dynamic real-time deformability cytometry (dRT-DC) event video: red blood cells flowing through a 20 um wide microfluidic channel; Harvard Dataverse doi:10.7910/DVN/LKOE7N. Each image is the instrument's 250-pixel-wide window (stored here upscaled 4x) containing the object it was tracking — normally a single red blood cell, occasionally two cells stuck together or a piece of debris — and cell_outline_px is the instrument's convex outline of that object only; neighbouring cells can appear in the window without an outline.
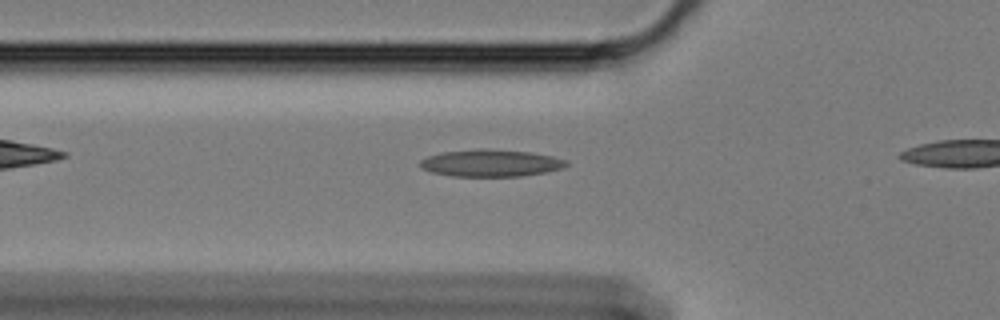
{"species": "Egyptian fruit bat (a non-hibernating species)", "species_latin": "Rousettus aegyptiacus", "temperature_condition": "cold", "stored_images_in_passage": 31, "camera_frame_rate_fps": 3000, "um_per_image_px": 0.085, "animal": {"sex": "female"}, "frame": {"image": 1, "passage_image": 3, "time_ms": 0.667, "image_size_px": [1000, 320], "cell_outline_px": [[568, 164], [564, 168], [544, 172], [520, 176], [452, 176], [432, 172], [420, 168], [420, 160], [428, 156], [440, 152], [480, 148], [488, 148], [532, 152], [552, 156], [568, 160]], "centroid_in_image_um": [41.72, 13.84], "position_along_channel_um": 84.1, "area_um2": 23.29}}
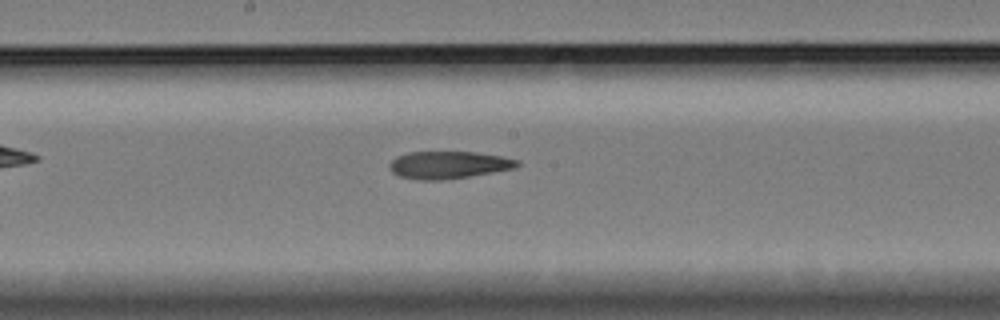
{"frame": {"image": 2, "passage_image": 14, "time_ms": 4.333, "image_size_px": [1000, 320], "cell_outline_px": [[520, 164], [516, 168], [468, 176], [440, 180], [420, 180], [400, 176], [392, 172], [388, 164], [396, 156], [408, 152], [476, 152], [500, 156], [520, 160]], "centroid_in_image_um": [38.12, 14.01], "position_along_channel_um": 210.1, "area_um2": 20.29}}
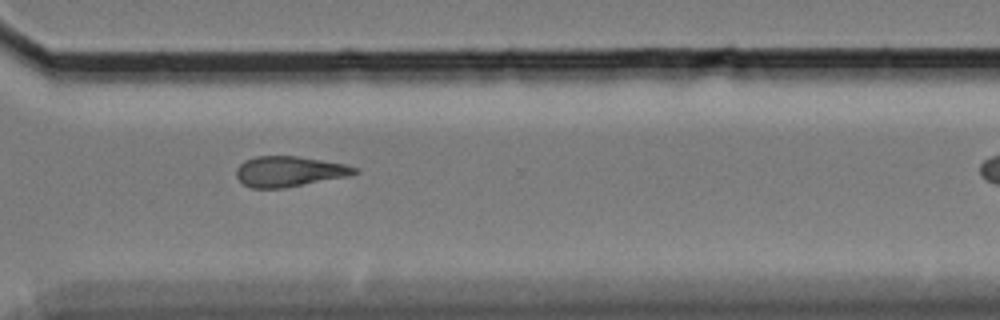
{"frame": {"image": 3, "passage_image": 26, "time_ms": 8.333, "image_size_px": [1000, 320], "cell_outline_px": [[360, 172], [348, 176], [284, 188], [252, 188], [244, 184], [236, 176], [236, 168], [244, 160], [256, 156], [296, 156], [344, 164], [356, 168]], "centroid_in_image_um": [24.55, 14.57], "position_along_channel_um": 346.0, "area_um2": 20.81}}